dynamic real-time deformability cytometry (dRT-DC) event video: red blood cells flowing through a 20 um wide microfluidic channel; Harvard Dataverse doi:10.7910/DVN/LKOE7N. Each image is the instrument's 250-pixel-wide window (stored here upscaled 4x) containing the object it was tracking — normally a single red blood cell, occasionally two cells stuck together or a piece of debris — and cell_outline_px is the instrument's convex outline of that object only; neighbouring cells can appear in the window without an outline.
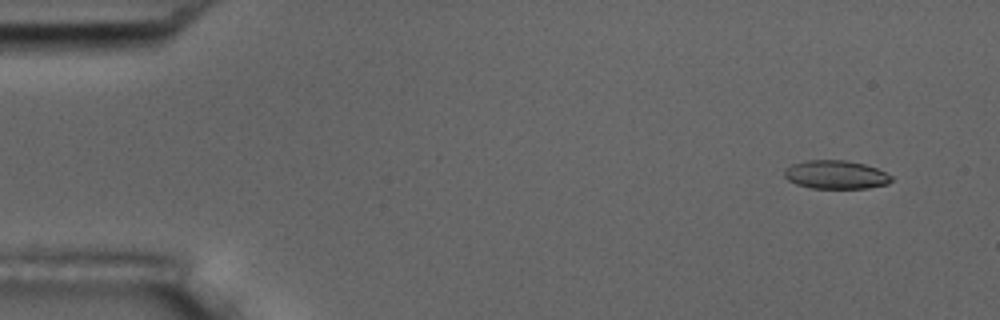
{"species": "common noctule bat (a hibernating species)", "species_latin": "Nyctalus noctula", "temperature_condition": "room temperature", "stored_images_in_passage": 5, "camera_frame_rate_fps": 3000, "um_per_image_px": 0.085, "animal": {"sex": "male", "body_mass_g": 17.5, "forearm_length_mm": 52.3}, "frame": {"image": 1, "passage_image": 2, "time_ms": 1.0, "image_size_px": [1000, 320], "cell_outline_px": [[892, 180], [888, 184], [868, 188], [812, 188], [796, 184], [788, 180], [784, 176], [784, 168], [792, 164], [808, 160], [844, 160], [864, 164], [876, 168], [892, 176]], "centroid_in_image_um": [71.03, 14.85], "position_along_channel_um": 14.0, "area_um2": 17.74}}